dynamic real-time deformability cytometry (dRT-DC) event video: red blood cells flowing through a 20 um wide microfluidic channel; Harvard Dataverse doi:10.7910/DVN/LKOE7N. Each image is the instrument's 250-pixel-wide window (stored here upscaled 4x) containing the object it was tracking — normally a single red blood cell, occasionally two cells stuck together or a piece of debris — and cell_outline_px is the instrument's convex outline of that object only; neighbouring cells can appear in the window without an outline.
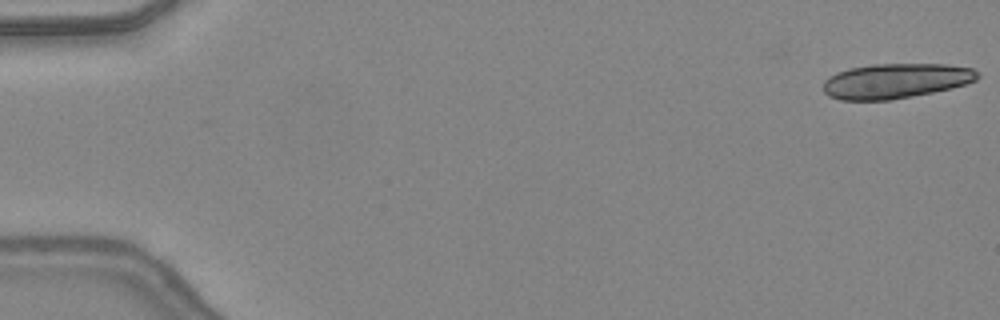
{"species": "common noctule bat (a hibernating species)", "species_latin": "Nyctalus noctula", "temperature_condition": "warm", "stored_images_in_passage": 17, "camera_frame_rate_fps": 3000, "um_per_image_px": 0.085, "animal": {"sex": "female", "body_mass_g": 24.6, "forearm_length_mm": 56.2}, "frame": {"image": 1, "passage_image": 1, "time_ms": 0.0, "image_size_px": [1000, 320], "cell_outline_px": [[980, 76], [976, 80], [952, 88], [932, 92], [888, 100], [840, 100], [828, 96], [824, 92], [824, 80], [828, 76], [836, 72], [848, 68], [872, 64], [944, 64], [972, 68], [980, 72]], "centroid_in_image_um": [76.11, 6.87], "position_along_channel_um": 8.9, "area_um2": 31.5}}